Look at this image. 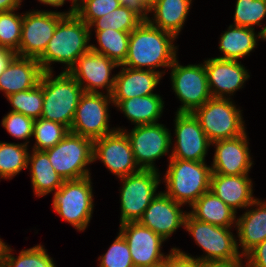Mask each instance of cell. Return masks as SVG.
<instances>
[{
	"label": "cell",
	"instance_id": "1",
	"mask_svg": "<svg viewBox=\"0 0 266 267\" xmlns=\"http://www.w3.org/2000/svg\"><path fill=\"white\" fill-rule=\"evenodd\" d=\"M176 36L143 20L129 36L128 54L120 66L156 71L165 75L160 67L170 68L177 58ZM158 68V70H157Z\"/></svg>",
	"mask_w": 266,
	"mask_h": 267
},
{
	"label": "cell",
	"instance_id": "2",
	"mask_svg": "<svg viewBox=\"0 0 266 267\" xmlns=\"http://www.w3.org/2000/svg\"><path fill=\"white\" fill-rule=\"evenodd\" d=\"M92 30L76 14L64 15L57 24L44 53L37 59L44 72H51L52 63L64 64L68 72L78 58L91 50Z\"/></svg>",
	"mask_w": 266,
	"mask_h": 267
},
{
	"label": "cell",
	"instance_id": "3",
	"mask_svg": "<svg viewBox=\"0 0 266 267\" xmlns=\"http://www.w3.org/2000/svg\"><path fill=\"white\" fill-rule=\"evenodd\" d=\"M168 160L163 192L175 202L190 207L210 190L212 168L206 161Z\"/></svg>",
	"mask_w": 266,
	"mask_h": 267
},
{
	"label": "cell",
	"instance_id": "4",
	"mask_svg": "<svg viewBox=\"0 0 266 267\" xmlns=\"http://www.w3.org/2000/svg\"><path fill=\"white\" fill-rule=\"evenodd\" d=\"M53 76V71L43 72L39 82L43 88L41 118L61 123L70 129L84 90L69 72L61 71Z\"/></svg>",
	"mask_w": 266,
	"mask_h": 267
},
{
	"label": "cell",
	"instance_id": "5",
	"mask_svg": "<svg viewBox=\"0 0 266 267\" xmlns=\"http://www.w3.org/2000/svg\"><path fill=\"white\" fill-rule=\"evenodd\" d=\"M242 110L228 98L211 97L192 112L211 143L232 139L246 132Z\"/></svg>",
	"mask_w": 266,
	"mask_h": 267
},
{
	"label": "cell",
	"instance_id": "6",
	"mask_svg": "<svg viewBox=\"0 0 266 267\" xmlns=\"http://www.w3.org/2000/svg\"><path fill=\"white\" fill-rule=\"evenodd\" d=\"M91 177L65 180L54 192L52 208L64 221L77 231L88 227L94 209V194Z\"/></svg>",
	"mask_w": 266,
	"mask_h": 267
},
{
	"label": "cell",
	"instance_id": "7",
	"mask_svg": "<svg viewBox=\"0 0 266 267\" xmlns=\"http://www.w3.org/2000/svg\"><path fill=\"white\" fill-rule=\"evenodd\" d=\"M205 255L195 258L201 263L211 261H232L242 257L232 227L215 226L195 219L189 212L184 228ZM231 229V230H230Z\"/></svg>",
	"mask_w": 266,
	"mask_h": 267
},
{
	"label": "cell",
	"instance_id": "8",
	"mask_svg": "<svg viewBox=\"0 0 266 267\" xmlns=\"http://www.w3.org/2000/svg\"><path fill=\"white\" fill-rule=\"evenodd\" d=\"M44 151L64 181L91 176L87 166L93 163L92 139L69 132L58 144Z\"/></svg>",
	"mask_w": 266,
	"mask_h": 267
},
{
	"label": "cell",
	"instance_id": "9",
	"mask_svg": "<svg viewBox=\"0 0 266 267\" xmlns=\"http://www.w3.org/2000/svg\"><path fill=\"white\" fill-rule=\"evenodd\" d=\"M160 172L156 170H140L137 173L119 178L120 187V225L138 222L146 208L158 194L161 183Z\"/></svg>",
	"mask_w": 266,
	"mask_h": 267
},
{
	"label": "cell",
	"instance_id": "10",
	"mask_svg": "<svg viewBox=\"0 0 266 267\" xmlns=\"http://www.w3.org/2000/svg\"><path fill=\"white\" fill-rule=\"evenodd\" d=\"M117 130L124 131L128 136L135 161L142 170L159 171L155 161L162 156L171 154L172 136L167 127L161 123L134 126L132 130L117 127Z\"/></svg>",
	"mask_w": 266,
	"mask_h": 267
},
{
	"label": "cell",
	"instance_id": "11",
	"mask_svg": "<svg viewBox=\"0 0 266 267\" xmlns=\"http://www.w3.org/2000/svg\"><path fill=\"white\" fill-rule=\"evenodd\" d=\"M177 58L171 65L172 90L181 102L176 113H192L212 96L204 63L180 65Z\"/></svg>",
	"mask_w": 266,
	"mask_h": 267
},
{
	"label": "cell",
	"instance_id": "12",
	"mask_svg": "<svg viewBox=\"0 0 266 267\" xmlns=\"http://www.w3.org/2000/svg\"><path fill=\"white\" fill-rule=\"evenodd\" d=\"M112 103V104H111ZM111 95L84 92L81 95L70 132L95 140L117 130L109 126Z\"/></svg>",
	"mask_w": 266,
	"mask_h": 267
},
{
	"label": "cell",
	"instance_id": "13",
	"mask_svg": "<svg viewBox=\"0 0 266 267\" xmlns=\"http://www.w3.org/2000/svg\"><path fill=\"white\" fill-rule=\"evenodd\" d=\"M64 15L65 12L38 9L23 13L21 39L16 55L38 59L44 53L58 21Z\"/></svg>",
	"mask_w": 266,
	"mask_h": 267
},
{
	"label": "cell",
	"instance_id": "14",
	"mask_svg": "<svg viewBox=\"0 0 266 267\" xmlns=\"http://www.w3.org/2000/svg\"><path fill=\"white\" fill-rule=\"evenodd\" d=\"M118 67L115 61L90 50L81 55L68 72L84 92L103 94L105 89V94L111 95L116 78V74L112 75V71Z\"/></svg>",
	"mask_w": 266,
	"mask_h": 267
},
{
	"label": "cell",
	"instance_id": "15",
	"mask_svg": "<svg viewBox=\"0 0 266 267\" xmlns=\"http://www.w3.org/2000/svg\"><path fill=\"white\" fill-rule=\"evenodd\" d=\"M97 160L118 178L141 170L135 161L128 136L120 130L93 140V162Z\"/></svg>",
	"mask_w": 266,
	"mask_h": 267
},
{
	"label": "cell",
	"instance_id": "16",
	"mask_svg": "<svg viewBox=\"0 0 266 267\" xmlns=\"http://www.w3.org/2000/svg\"><path fill=\"white\" fill-rule=\"evenodd\" d=\"M119 233L125 238L134 267H158L167 255L161 252L163 239L151 229L138 222H128L119 226Z\"/></svg>",
	"mask_w": 266,
	"mask_h": 267
},
{
	"label": "cell",
	"instance_id": "17",
	"mask_svg": "<svg viewBox=\"0 0 266 267\" xmlns=\"http://www.w3.org/2000/svg\"><path fill=\"white\" fill-rule=\"evenodd\" d=\"M170 159L205 161L211 142L192 113H176Z\"/></svg>",
	"mask_w": 266,
	"mask_h": 267
},
{
	"label": "cell",
	"instance_id": "18",
	"mask_svg": "<svg viewBox=\"0 0 266 267\" xmlns=\"http://www.w3.org/2000/svg\"><path fill=\"white\" fill-rule=\"evenodd\" d=\"M208 87L214 98H228L241 88L250 78L246 67L238 60L209 58L204 60Z\"/></svg>",
	"mask_w": 266,
	"mask_h": 267
},
{
	"label": "cell",
	"instance_id": "19",
	"mask_svg": "<svg viewBox=\"0 0 266 267\" xmlns=\"http://www.w3.org/2000/svg\"><path fill=\"white\" fill-rule=\"evenodd\" d=\"M247 132L232 139L211 143L215 152L211 163L212 174L244 175L253 166Z\"/></svg>",
	"mask_w": 266,
	"mask_h": 267
},
{
	"label": "cell",
	"instance_id": "20",
	"mask_svg": "<svg viewBox=\"0 0 266 267\" xmlns=\"http://www.w3.org/2000/svg\"><path fill=\"white\" fill-rule=\"evenodd\" d=\"M182 206L164 192L158 191L139 222L167 240L178 228L185 226L188 212L180 209Z\"/></svg>",
	"mask_w": 266,
	"mask_h": 267
},
{
	"label": "cell",
	"instance_id": "21",
	"mask_svg": "<svg viewBox=\"0 0 266 267\" xmlns=\"http://www.w3.org/2000/svg\"><path fill=\"white\" fill-rule=\"evenodd\" d=\"M261 200L256 198L236 220L237 245L243 257L266 239V200Z\"/></svg>",
	"mask_w": 266,
	"mask_h": 267
},
{
	"label": "cell",
	"instance_id": "22",
	"mask_svg": "<svg viewBox=\"0 0 266 267\" xmlns=\"http://www.w3.org/2000/svg\"><path fill=\"white\" fill-rule=\"evenodd\" d=\"M43 70L35 58L15 56L0 75V91L5 97L36 87Z\"/></svg>",
	"mask_w": 266,
	"mask_h": 267
},
{
	"label": "cell",
	"instance_id": "23",
	"mask_svg": "<svg viewBox=\"0 0 266 267\" xmlns=\"http://www.w3.org/2000/svg\"><path fill=\"white\" fill-rule=\"evenodd\" d=\"M210 190L236 213L237 209H246L256 199L248 174H212Z\"/></svg>",
	"mask_w": 266,
	"mask_h": 267
},
{
	"label": "cell",
	"instance_id": "24",
	"mask_svg": "<svg viewBox=\"0 0 266 267\" xmlns=\"http://www.w3.org/2000/svg\"><path fill=\"white\" fill-rule=\"evenodd\" d=\"M121 70L116 74L114 89L111 94L112 100H125L138 96H147L163 78L161 73L150 70H141L120 66Z\"/></svg>",
	"mask_w": 266,
	"mask_h": 267
},
{
	"label": "cell",
	"instance_id": "25",
	"mask_svg": "<svg viewBox=\"0 0 266 267\" xmlns=\"http://www.w3.org/2000/svg\"><path fill=\"white\" fill-rule=\"evenodd\" d=\"M112 102L135 126L156 124L165 106L159 94L112 100Z\"/></svg>",
	"mask_w": 266,
	"mask_h": 267
},
{
	"label": "cell",
	"instance_id": "26",
	"mask_svg": "<svg viewBox=\"0 0 266 267\" xmlns=\"http://www.w3.org/2000/svg\"><path fill=\"white\" fill-rule=\"evenodd\" d=\"M192 0H158L148 11L154 13L153 17H147V21L161 30L172 33L178 38L182 31Z\"/></svg>",
	"mask_w": 266,
	"mask_h": 267
},
{
	"label": "cell",
	"instance_id": "27",
	"mask_svg": "<svg viewBox=\"0 0 266 267\" xmlns=\"http://www.w3.org/2000/svg\"><path fill=\"white\" fill-rule=\"evenodd\" d=\"M27 165H30L31 186L36 197L56 192L63 185V178L55 171L44 150L32 149Z\"/></svg>",
	"mask_w": 266,
	"mask_h": 267
},
{
	"label": "cell",
	"instance_id": "28",
	"mask_svg": "<svg viewBox=\"0 0 266 267\" xmlns=\"http://www.w3.org/2000/svg\"><path fill=\"white\" fill-rule=\"evenodd\" d=\"M219 51L223 55L216 57L228 60H240L249 56L260 40V32L249 27L230 25L220 36Z\"/></svg>",
	"mask_w": 266,
	"mask_h": 267
},
{
	"label": "cell",
	"instance_id": "29",
	"mask_svg": "<svg viewBox=\"0 0 266 267\" xmlns=\"http://www.w3.org/2000/svg\"><path fill=\"white\" fill-rule=\"evenodd\" d=\"M189 213L200 221L221 227L236 228V212L226 205L211 190L204 193L191 206ZM235 224V225H234Z\"/></svg>",
	"mask_w": 266,
	"mask_h": 267
},
{
	"label": "cell",
	"instance_id": "30",
	"mask_svg": "<svg viewBox=\"0 0 266 267\" xmlns=\"http://www.w3.org/2000/svg\"><path fill=\"white\" fill-rule=\"evenodd\" d=\"M94 32L99 47L91 44V51L102 54L118 65H122L128 54L130 33L113 29Z\"/></svg>",
	"mask_w": 266,
	"mask_h": 267
},
{
	"label": "cell",
	"instance_id": "31",
	"mask_svg": "<svg viewBox=\"0 0 266 267\" xmlns=\"http://www.w3.org/2000/svg\"><path fill=\"white\" fill-rule=\"evenodd\" d=\"M12 251L5 242L0 256V267H56L55 261L41 244L21 250L16 257Z\"/></svg>",
	"mask_w": 266,
	"mask_h": 267
},
{
	"label": "cell",
	"instance_id": "32",
	"mask_svg": "<svg viewBox=\"0 0 266 267\" xmlns=\"http://www.w3.org/2000/svg\"><path fill=\"white\" fill-rule=\"evenodd\" d=\"M28 145L0 141V178L11 180L22 170L28 169Z\"/></svg>",
	"mask_w": 266,
	"mask_h": 267
},
{
	"label": "cell",
	"instance_id": "33",
	"mask_svg": "<svg viewBox=\"0 0 266 267\" xmlns=\"http://www.w3.org/2000/svg\"><path fill=\"white\" fill-rule=\"evenodd\" d=\"M143 20L134 10L120 5L112 12L96 19L89 26V29H94L95 31L113 29L131 33Z\"/></svg>",
	"mask_w": 266,
	"mask_h": 267
},
{
	"label": "cell",
	"instance_id": "34",
	"mask_svg": "<svg viewBox=\"0 0 266 267\" xmlns=\"http://www.w3.org/2000/svg\"><path fill=\"white\" fill-rule=\"evenodd\" d=\"M6 98L12 106V112L22 113L33 120L41 118L43 88L40 83L32 89L11 94Z\"/></svg>",
	"mask_w": 266,
	"mask_h": 267
},
{
	"label": "cell",
	"instance_id": "35",
	"mask_svg": "<svg viewBox=\"0 0 266 267\" xmlns=\"http://www.w3.org/2000/svg\"><path fill=\"white\" fill-rule=\"evenodd\" d=\"M70 129L58 122L50 121L44 118L34 120L33 137L35 150H46L58 144L68 133Z\"/></svg>",
	"mask_w": 266,
	"mask_h": 267
},
{
	"label": "cell",
	"instance_id": "36",
	"mask_svg": "<svg viewBox=\"0 0 266 267\" xmlns=\"http://www.w3.org/2000/svg\"><path fill=\"white\" fill-rule=\"evenodd\" d=\"M16 10L0 12V48L15 53L19 50L23 22V13L17 14Z\"/></svg>",
	"mask_w": 266,
	"mask_h": 267
},
{
	"label": "cell",
	"instance_id": "37",
	"mask_svg": "<svg viewBox=\"0 0 266 267\" xmlns=\"http://www.w3.org/2000/svg\"><path fill=\"white\" fill-rule=\"evenodd\" d=\"M232 25L255 29L266 17V0H236ZM256 25V26H254Z\"/></svg>",
	"mask_w": 266,
	"mask_h": 267
},
{
	"label": "cell",
	"instance_id": "38",
	"mask_svg": "<svg viewBox=\"0 0 266 267\" xmlns=\"http://www.w3.org/2000/svg\"><path fill=\"white\" fill-rule=\"evenodd\" d=\"M98 260L99 267H134L128 244L120 233Z\"/></svg>",
	"mask_w": 266,
	"mask_h": 267
},
{
	"label": "cell",
	"instance_id": "39",
	"mask_svg": "<svg viewBox=\"0 0 266 267\" xmlns=\"http://www.w3.org/2000/svg\"><path fill=\"white\" fill-rule=\"evenodd\" d=\"M119 0H77L76 15L90 26L96 19L120 6Z\"/></svg>",
	"mask_w": 266,
	"mask_h": 267
},
{
	"label": "cell",
	"instance_id": "40",
	"mask_svg": "<svg viewBox=\"0 0 266 267\" xmlns=\"http://www.w3.org/2000/svg\"><path fill=\"white\" fill-rule=\"evenodd\" d=\"M1 125L13 138L26 140L23 142L25 145H28L33 137L34 120L22 113L8 112L3 117Z\"/></svg>",
	"mask_w": 266,
	"mask_h": 267
},
{
	"label": "cell",
	"instance_id": "41",
	"mask_svg": "<svg viewBox=\"0 0 266 267\" xmlns=\"http://www.w3.org/2000/svg\"><path fill=\"white\" fill-rule=\"evenodd\" d=\"M162 267H202V263L195 256L181 251L180 248L173 247L167 254Z\"/></svg>",
	"mask_w": 266,
	"mask_h": 267
},
{
	"label": "cell",
	"instance_id": "42",
	"mask_svg": "<svg viewBox=\"0 0 266 267\" xmlns=\"http://www.w3.org/2000/svg\"><path fill=\"white\" fill-rule=\"evenodd\" d=\"M244 258L249 267H266V239L251 249Z\"/></svg>",
	"mask_w": 266,
	"mask_h": 267
},
{
	"label": "cell",
	"instance_id": "43",
	"mask_svg": "<svg viewBox=\"0 0 266 267\" xmlns=\"http://www.w3.org/2000/svg\"><path fill=\"white\" fill-rule=\"evenodd\" d=\"M244 257L232 261H211L202 263V267H249L247 261L244 263ZM244 263V264H243Z\"/></svg>",
	"mask_w": 266,
	"mask_h": 267
},
{
	"label": "cell",
	"instance_id": "44",
	"mask_svg": "<svg viewBox=\"0 0 266 267\" xmlns=\"http://www.w3.org/2000/svg\"><path fill=\"white\" fill-rule=\"evenodd\" d=\"M120 4L137 12L144 20L149 16L148 12L142 7L139 0H119Z\"/></svg>",
	"mask_w": 266,
	"mask_h": 267
},
{
	"label": "cell",
	"instance_id": "45",
	"mask_svg": "<svg viewBox=\"0 0 266 267\" xmlns=\"http://www.w3.org/2000/svg\"><path fill=\"white\" fill-rule=\"evenodd\" d=\"M38 1L44 5H49L52 7H62L66 2V0H38ZM68 1H72L71 8L69 9V11L65 12V15L75 14L77 10V0H68Z\"/></svg>",
	"mask_w": 266,
	"mask_h": 267
},
{
	"label": "cell",
	"instance_id": "46",
	"mask_svg": "<svg viewBox=\"0 0 266 267\" xmlns=\"http://www.w3.org/2000/svg\"><path fill=\"white\" fill-rule=\"evenodd\" d=\"M15 56L16 53L14 51L0 48V75Z\"/></svg>",
	"mask_w": 266,
	"mask_h": 267
},
{
	"label": "cell",
	"instance_id": "47",
	"mask_svg": "<svg viewBox=\"0 0 266 267\" xmlns=\"http://www.w3.org/2000/svg\"><path fill=\"white\" fill-rule=\"evenodd\" d=\"M23 0H0V12L19 9Z\"/></svg>",
	"mask_w": 266,
	"mask_h": 267
},
{
	"label": "cell",
	"instance_id": "48",
	"mask_svg": "<svg viewBox=\"0 0 266 267\" xmlns=\"http://www.w3.org/2000/svg\"><path fill=\"white\" fill-rule=\"evenodd\" d=\"M158 0H139L142 7L148 12Z\"/></svg>",
	"mask_w": 266,
	"mask_h": 267
},
{
	"label": "cell",
	"instance_id": "49",
	"mask_svg": "<svg viewBox=\"0 0 266 267\" xmlns=\"http://www.w3.org/2000/svg\"><path fill=\"white\" fill-rule=\"evenodd\" d=\"M260 39L266 41V25L261 28Z\"/></svg>",
	"mask_w": 266,
	"mask_h": 267
},
{
	"label": "cell",
	"instance_id": "50",
	"mask_svg": "<svg viewBox=\"0 0 266 267\" xmlns=\"http://www.w3.org/2000/svg\"><path fill=\"white\" fill-rule=\"evenodd\" d=\"M4 244H5V242L2 241V239L0 238V256H1Z\"/></svg>",
	"mask_w": 266,
	"mask_h": 267
}]
</instances>
